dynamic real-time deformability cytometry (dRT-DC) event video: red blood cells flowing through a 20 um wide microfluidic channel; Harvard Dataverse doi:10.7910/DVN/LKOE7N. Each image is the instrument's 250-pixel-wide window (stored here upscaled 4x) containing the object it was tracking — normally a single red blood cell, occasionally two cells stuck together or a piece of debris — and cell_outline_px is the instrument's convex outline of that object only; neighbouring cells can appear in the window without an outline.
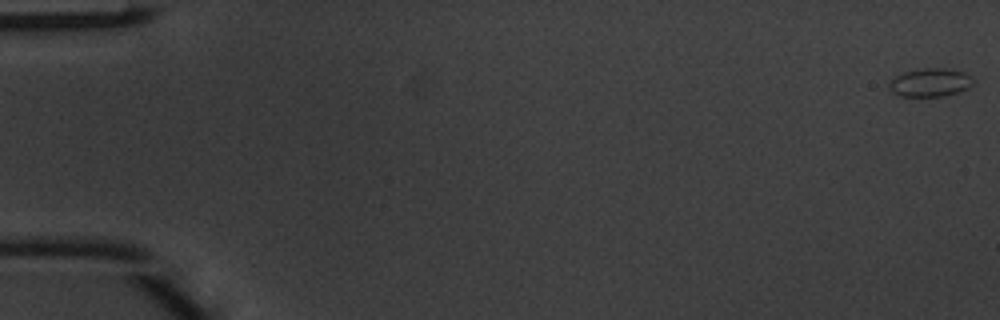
{"species": "common noctule bat (a hibernating species)", "species_latin": "Nyctalus noctula", "temperature_condition": "warm", "stored_images_in_passage": 50, "camera_frame_rate_fps": 3000, "um_per_image_px": 0.085, "animal": {"sex": "male", "body_mass_g": 20.1, "forearm_length_mm": 53.5}, "frame": {"image": 1, "passage_image": 1, "time_ms": 0.0, "image_size_px": [1000, 320], "cell_outline_px": [[976, 80], [968, 88], [944, 96], [900, 96], [892, 92], [888, 88], [888, 80], [904, 72], [924, 68], [948, 68], [964, 72], [972, 76]], "centroid_in_image_um": [79.06, 7.0], "position_along_channel_um": 5.9, "area_um2": 14.05}}
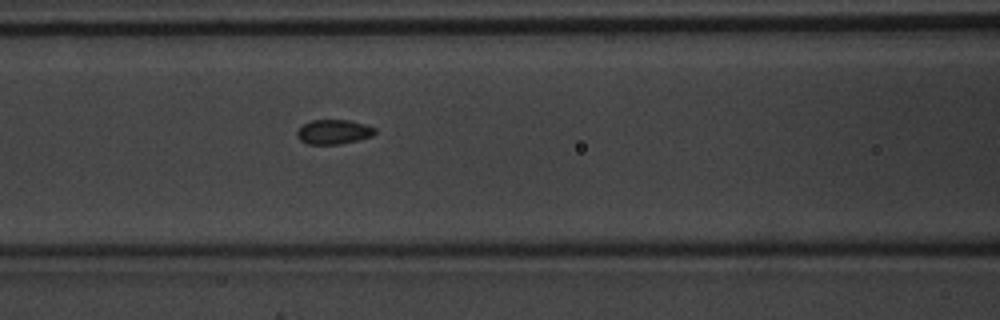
{"frame": {"image": 2, "passage_image": 22, "time_ms": 7.0, "image_size_px": [1000, 320], "cell_outline_px": [[376, 132], [372, 136], [340, 144], [308, 144], [300, 140], [296, 136], [296, 132], [304, 124], [312, 120], [348, 120], [364, 124], [376, 128]], "centroid_in_image_um": [28.35, 11.21], "position_along_channel_um": 138.2, "area_um2": 11.04}}
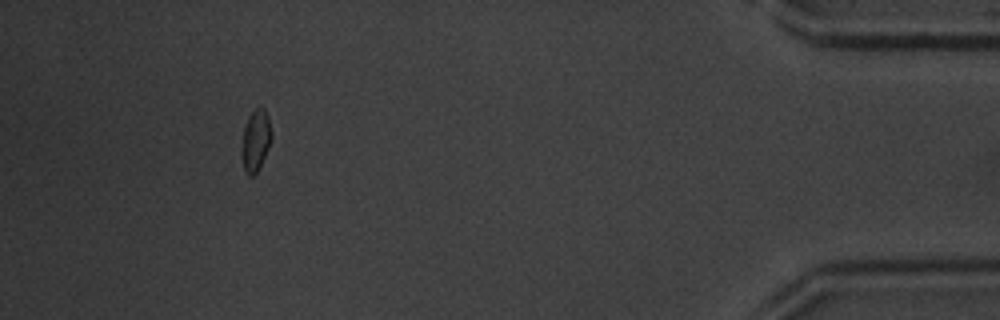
{"frame": {"image": 3, "passage_image": 46, "time_ms": 15.0, "image_size_px": [1000, 320], "cell_outline_px": [[272, 136], [268, 148], [256, 172], [252, 176], [248, 176], [244, 172], [240, 152], [240, 148], [244, 128], [248, 116], [260, 104], [264, 108], [268, 116], [272, 132]], "centroid_in_image_um": [21.7, 11.92], "position_along_channel_um": 413.5, "area_um2": 10.87}, "authors_computed_cell_mechanics": {"area_um2": 11.2421, "velocity_mm_per_s": 4.172, "shape_relaxation_time_tau1_ms": 3.7389, "shape_relaxation_time_tau2_ms": null, "deformation_change_tau1": 0.0791, "deformation_change_tau2": null}}